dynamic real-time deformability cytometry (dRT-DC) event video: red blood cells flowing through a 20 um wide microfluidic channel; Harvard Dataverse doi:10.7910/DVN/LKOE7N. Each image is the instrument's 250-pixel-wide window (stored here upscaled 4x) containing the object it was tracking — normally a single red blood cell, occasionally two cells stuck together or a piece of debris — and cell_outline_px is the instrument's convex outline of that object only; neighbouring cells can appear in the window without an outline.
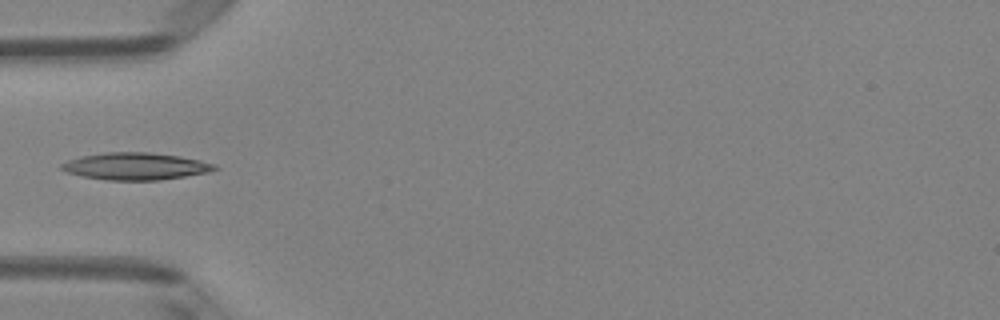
{"species": "Egyptian fruit bat (a non-hibernating species)", "species_latin": "Rousettus aegyptiacus", "temperature_condition": "room temperature", "stored_images_in_passage": 5, "camera_frame_rate_fps": 3000, "um_per_image_px": 0.085, "animal": {"sex": "female"}, "frame": {"image": 1, "passage_image": 4, "time_ms": 1.0, "image_size_px": [1000, 320], "cell_outline_px": [[220, 168], [208, 172], [160, 180], [108, 180], [80, 176], [68, 172], [60, 168], [60, 164], [68, 160], [80, 156], [104, 152], [148, 152], [180, 156], [200, 160], [216, 164]], "centroid_in_image_um": [11.52, 14.12], "position_along_channel_um": 73.5, "area_um2": 24.28}}
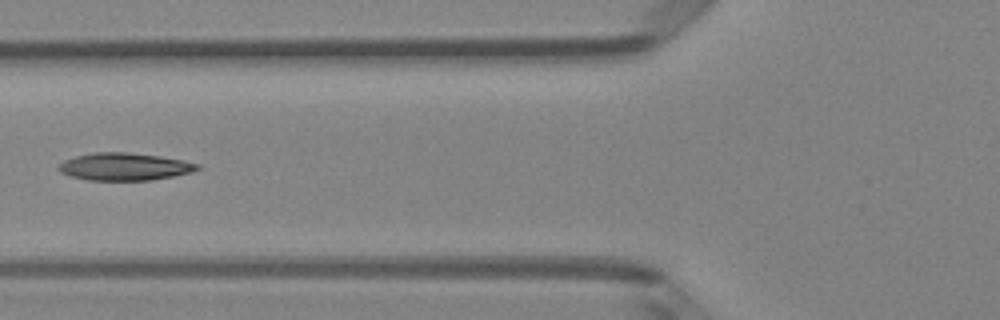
{"frame": {"image": 2, "passage_image": 5, "time_ms": 1.333, "image_size_px": [1000, 320], "cell_outline_px": [[200, 168], [192, 172], [152, 180], [88, 180], [72, 176], [60, 172], [56, 168], [64, 160], [76, 156], [96, 152], [128, 152], [160, 156], [200, 164]], "centroid_in_image_um": [10.57, 14.16], "position_along_channel_um": 115.2, "area_um2": 22.08}}